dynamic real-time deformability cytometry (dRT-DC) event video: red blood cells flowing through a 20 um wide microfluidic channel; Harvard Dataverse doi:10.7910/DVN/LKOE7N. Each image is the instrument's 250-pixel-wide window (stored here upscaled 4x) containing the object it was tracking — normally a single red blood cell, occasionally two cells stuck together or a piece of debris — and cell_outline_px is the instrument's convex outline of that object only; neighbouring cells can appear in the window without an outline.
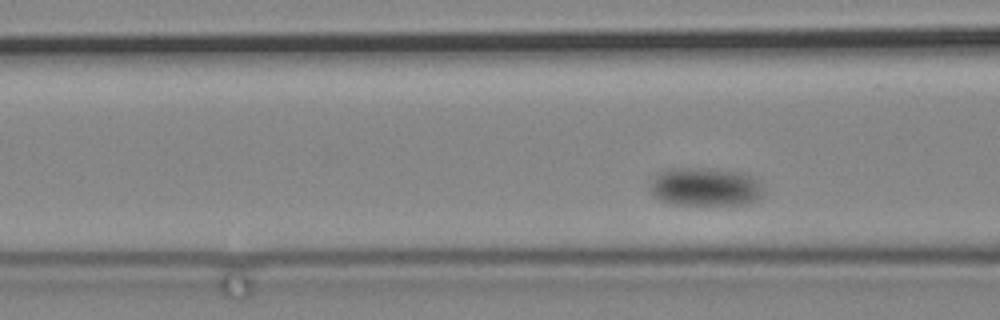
{"species": "common noctule bat (a hibernating species)", "species_latin": "Nyctalus noctula", "temperature_condition": "cold", "stored_images_in_passage": 69, "camera_frame_rate_fps": 3000, "um_per_image_px": 0.085, "animal": {"sex": "male", "body_mass_g": 19.2, "forearm_length_mm": 51.8}, "frame": {"image": 1, "passage_image": 14, "time_ms": 4.333, "image_size_px": [1000, 320], "cell_outline_px": [[764, 196], [748, 204], [712, 208], [700, 208], [668, 204], [652, 196], [648, 188], [648, 184], [656, 172], [668, 168], [712, 168], [740, 172], [752, 176], [756, 180]], "centroid_in_image_um": [59.86, 15.95], "position_along_channel_um": 106.7, "area_um2": 27.11}}
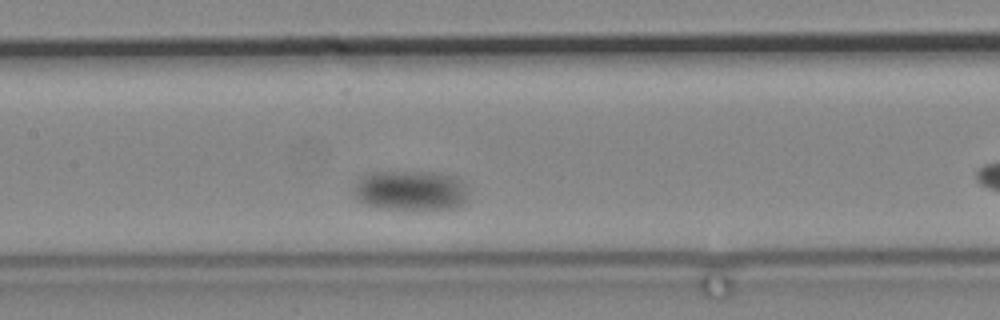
{"frame": {"image": 2, "passage_image": 24, "time_ms": 7.667, "image_size_px": [1000, 320], "cell_outline_px": [[468, 200], [452, 208], [384, 208], [364, 204], [356, 200], [352, 196], [352, 188], [364, 176], [376, 172], [432, 172], [452, 176], [460, 180], [468, 196]], "centroid_in_image_um": [34.84, 16.19], "position_along_channel_um": 172.6, "area_um2": 26.18}}
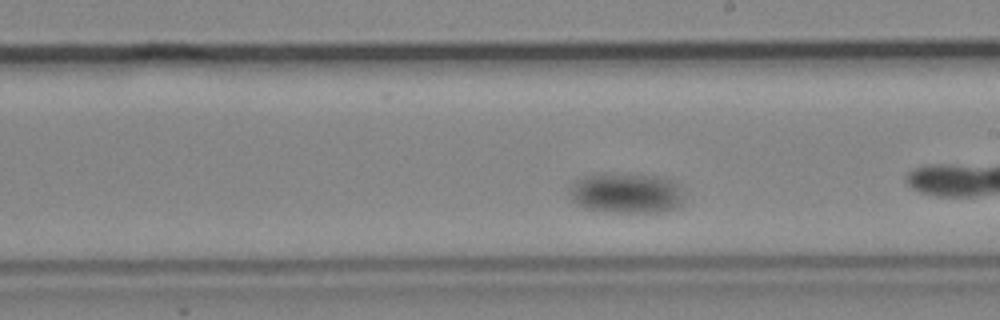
{"frame": {"image": 3, "passage_image": 33, "time_ms": 10.667, "image_size_px": [1000, 320], "cell_outline_px": [[684, 204], [672, 208], [656, 212], [604, 212], [584, 208], [576, 204], [572, 200], [568, 192], [568, 184], [584, 176], [660, 176], [672, 180], [680, 184], [684, 200]], "centroid_in_image_um": [53.22, 16.46], "position_along_channel_um": 235.8, "area_um2": 26.59}}